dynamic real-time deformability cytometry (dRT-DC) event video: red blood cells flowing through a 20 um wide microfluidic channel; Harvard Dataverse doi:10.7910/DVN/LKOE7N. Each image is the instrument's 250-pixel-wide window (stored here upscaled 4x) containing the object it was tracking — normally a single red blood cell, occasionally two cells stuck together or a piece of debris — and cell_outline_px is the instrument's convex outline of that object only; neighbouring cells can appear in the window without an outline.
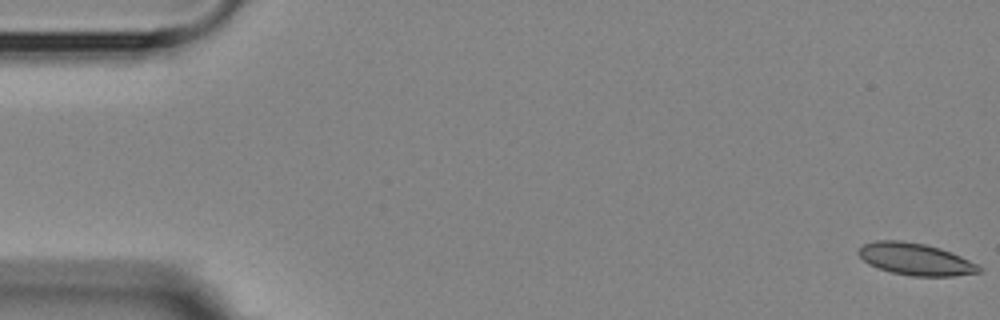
{"species": "Egyptian fruit bat (a non-hibernating species)", "species_latin": "Rousettus aegyptiacus", "temperature_condition": "room temperature", "stored_images_in_passage": 6, "segment_of_instrument_passage": [2, 2], "camera_frame_rate_fps": 3000, "um_per_image_px": 0.085, "animal": {"sex": "female"}, "frame": {"image": 1, "passage_image": 6, "time_ms": 5.667, "image_size_px": [1000, 320], "cell_outline_px": [[984, 268], [980, 272], [952, 276], [912, 276], [892, 272], [868, 264], [856, 252], [864, 244], [876, 240], [900, 240], [924, 244], [940, 248], [960, 256]], "centroid_in_image_um": [77.81, 22.02], "position_along_channel_um": 7.2, "area_um2": 22.25}}